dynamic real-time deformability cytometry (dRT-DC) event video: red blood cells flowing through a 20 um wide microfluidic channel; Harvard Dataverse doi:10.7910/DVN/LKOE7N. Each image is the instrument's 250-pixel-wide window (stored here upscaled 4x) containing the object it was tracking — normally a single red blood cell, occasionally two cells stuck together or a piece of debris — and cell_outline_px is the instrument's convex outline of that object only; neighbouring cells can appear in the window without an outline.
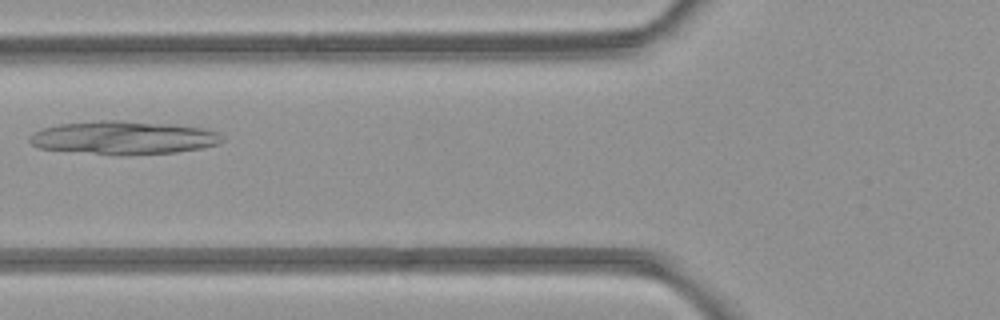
{"species": "common noctule bat (a hibernating species)", "species_latin": "Nyctalus noctula", "temperature_condition": "room temperature", "stored_images_in_passage": 6, "camera_frame_rate_fps": 3000, "um_per_image_px": 0.085, "animal": {"sex": "female", "body_mass_g": 21.9}, "frame": {"image": 1, "passage_image": 6, "time_ms": 5.667, "image_size_px": [1000, 320], "cell_outline_px": [[224, 140], [220, 144], [200, 148], [176, 152], [124, 156], [120, 156], [36, 148], [28, 140], [28, 136], [32, 132], [44, 128], [60, 124], [100, 120], [120, 120], [172, 124], [204, 128], [216, 132]], "centroid_in_image_um": [10.47, 11.71], "position_along_channel_um": 115.3, "area_um2": 37.74}}